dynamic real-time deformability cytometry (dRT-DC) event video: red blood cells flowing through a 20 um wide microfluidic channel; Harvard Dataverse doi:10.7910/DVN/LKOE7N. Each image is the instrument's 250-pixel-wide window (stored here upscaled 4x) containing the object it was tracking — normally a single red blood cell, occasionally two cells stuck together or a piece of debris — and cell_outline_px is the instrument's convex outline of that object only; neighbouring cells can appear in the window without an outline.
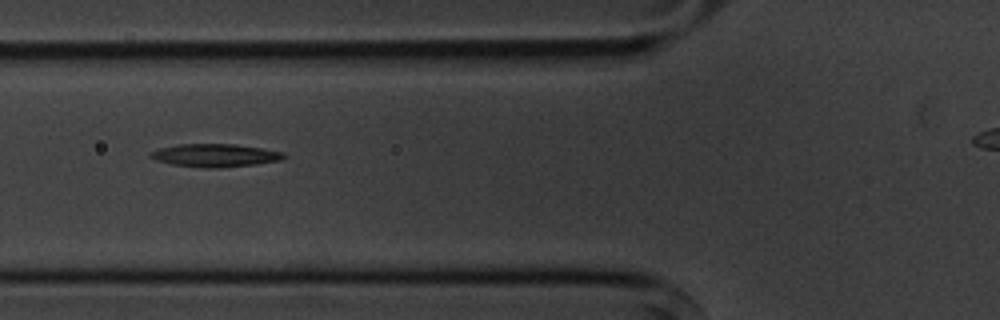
{"species": "common noctule bat (a hibernating species)", "species_latin": "Nyctalus noctula", "temperature_condition": "cold", "stored_images_in_passage": 6, "camera_frame_rate_fps": 3000, "um_per_image_px": 0.085, "animal": {"sex": "male", "body_mass_g": 20.1, "forearm_length_mm": 53.5}, "frame": {"image": 1, "passage_image": 2, "time_ms": 1.333, "image_size_px": [1000, 320], "cell_outline_px": [[288, 156], [280, 160], [256, 164], [220, 168], [204, 168], [172, 164], [156, 160], [148, 156], [148, 152], [160, 148], [176, 144], [236, 144], [284, 152]], "centroid_in_image_um": [18.27, 13.2], "position_along_channel_um": 107.5, "area_um2": 17.98}}
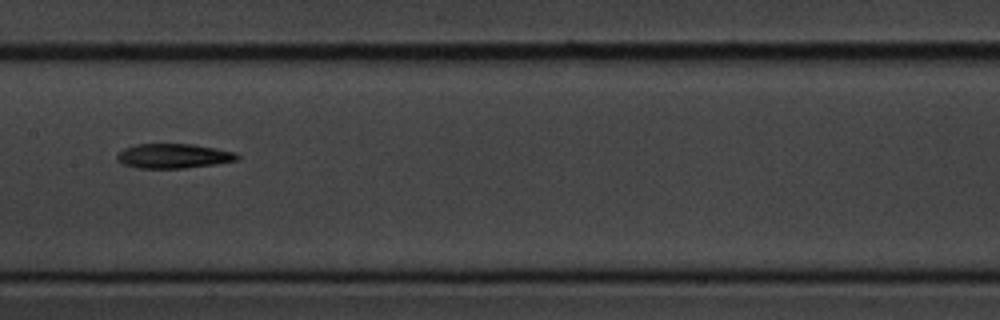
{"frame": {"image": 2, "passage_image": 4, "time_ms": 3.667, "image_size_px": [1000, 320], "cell_outline_px": [[240, 156], [236, 160], [216, 164], [184, 168], [136, 168], [124, 164], [116, 160], [116, 156], [124, 148], [136, 144], [192, 144], [216, 148], [236, 152]], "centroid_in_image_um": [14.74, 13.26], "position_along_channel_um": 192.7, "area_um2": 17.22}}
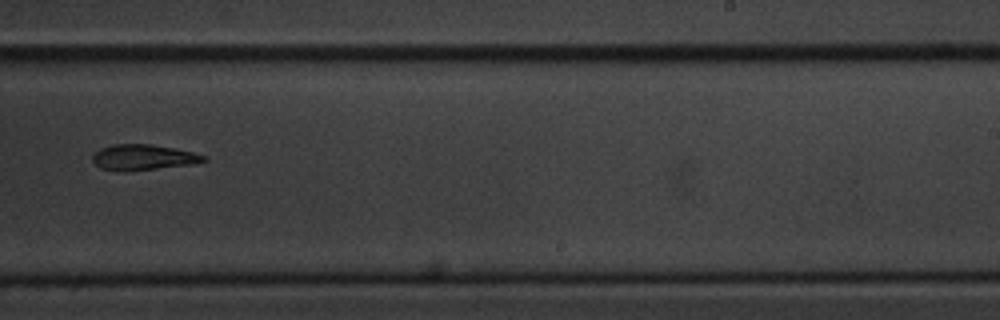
{"frame": {"image": 3, "passage_image": 6, "time_ms": 6.0, "image_size_px": [1000, 320], "cell_outline_px": [[208, 160], [188, 164], [156, 168], [120, 172], [100, 168], [92, 160], [92, 156], [100, 148], [112, 144], [152, 144], [192, 152], [208, 156]], "centroid_in_image_um": [12.13, 13.36], "position_along_channel_um": 276.9, "area_um2": 16.42}}